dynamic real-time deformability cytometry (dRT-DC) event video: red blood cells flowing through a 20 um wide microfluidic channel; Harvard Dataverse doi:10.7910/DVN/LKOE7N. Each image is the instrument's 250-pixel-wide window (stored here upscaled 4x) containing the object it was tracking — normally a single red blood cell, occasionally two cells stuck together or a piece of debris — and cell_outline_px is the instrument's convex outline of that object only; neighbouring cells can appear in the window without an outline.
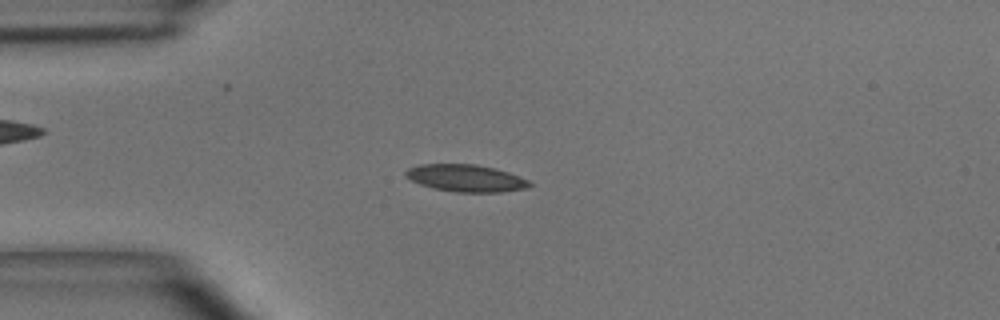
{"species": "common noctule bat (a hibernating species)", "species_latin": "Nyctalus noctula", "temperature_condition": "room temperature", "stored_images_in_passage": 49, "camera_frame_rate_fps": 3000, "um_per_image_px": 0.085, "animal": {"sex": "male", "body_mass_g": 15.6}, "frame": {"image": 1, "passage_image": 12, "time_ms": 3.667, "image_size_px": [1000, 320], "cell_outline_px": [[532, 184], [528, 188], [500, 192], [456, 192], [432, 188], [420, 184], [404, 176], [404, 172], [408, 168], [420, 164], [476, 164], [508, 172], [520, 176], [528, 180]], "centroid_in_image_um": [39.58, 15.14], "position_along_channel_um": 45.4, "area_um2": 19.59}}
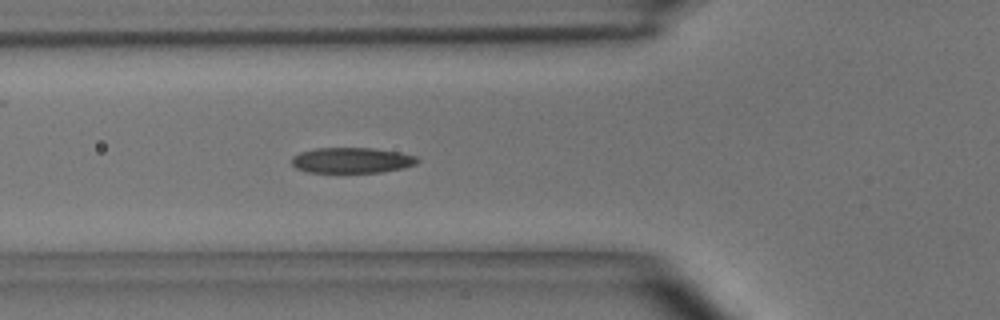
{"frame": {"image": 2, "passage_image": 17, "time_ms": 5.333, "image_size_px": [1000, 320], "cell_outline_px": [[420, 160], [416, 164], [404, 168], [380, 172], [308, 172], [296, 168], [292, 164], [292, 156], [300, 152], [316, 148], [372, 148], [400, 152], [416, 156]], "centroid_in_image_um": [29.92, 13.62], "position_along_channel_um": 95.9, "area_um2": 18.73}}
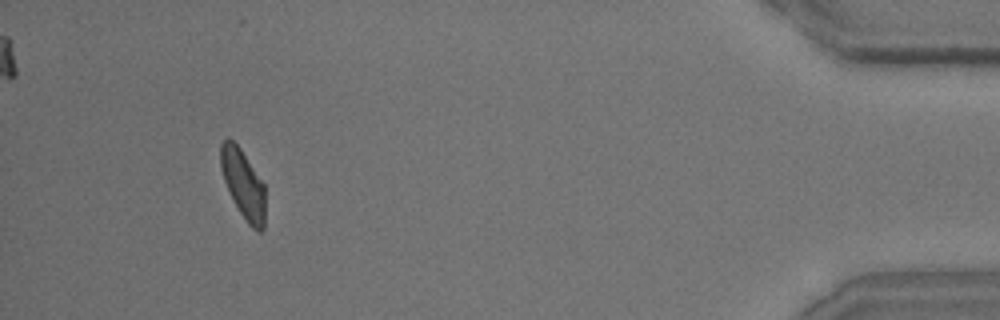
{"frame": {"image": 3, "passage_image": 46, "time_ms": 15.0, "image_size_px": [1000, 320], "cell_outline_px": [[264, 228], [260, 232], [256, 232], [248, 224], [240, 212], [224, 180], [220, 168], [220, 144], [228, 136], [240, 148], [264, 184]], "centroid_in_image_um": [20.66, 15.63], "position_along_channel_um": 414.5, "area_um2": 17.63}, "authors_computed_cell_mechanics": {"area_um2": 19.074, "velocity_mm_per_s": 3.9802, "shape_relaxation_time_tau1_ms": 3.2283, "shape_relaxation_time_tau2_ms": 2.2695, "deformation_change_tau1": 0.125, "deformation_change_tau2": 0.0843}}